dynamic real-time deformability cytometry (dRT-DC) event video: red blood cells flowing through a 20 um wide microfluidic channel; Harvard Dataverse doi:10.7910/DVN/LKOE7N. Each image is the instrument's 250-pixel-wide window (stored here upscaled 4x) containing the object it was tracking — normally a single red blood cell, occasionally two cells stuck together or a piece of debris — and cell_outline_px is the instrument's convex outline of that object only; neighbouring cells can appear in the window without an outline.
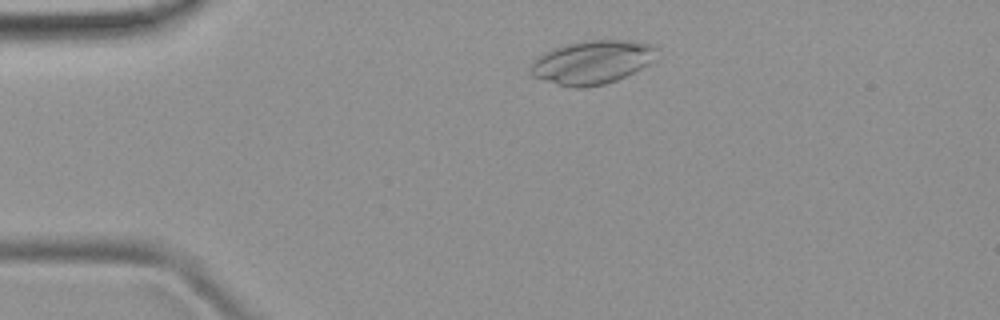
{"species": "common noctule bat (a hibernating species)", "species_latin": "Nyctalus noctula", "temperature_condition": "room temperature", "stored_images_in_passage": 45, "camera_frame_rate_fps": 3000, "um_per_image_px": 0.085, "animal": {"sex": "female", "body_mass_g": 19.9}, "frame": {"image": 1, "passage_image": 5, "time_ms": 1.333, "image_size_px": [1000, 320], "cell_outline_px": [[656, 48], [652, 60], [648, 64], [616, 80], [604, 84], [584, 88], [576, 88], [544, 80], [532, 76], [528, 72], [528, 68], [532, 60], [544, 52], [552, 48], [584, 40], [628, 40], [656, 44]], "centroid_in_image_um": [50.27, 5.28], "position_along_channel_um": 34.7, "area_um2": 31.96}}
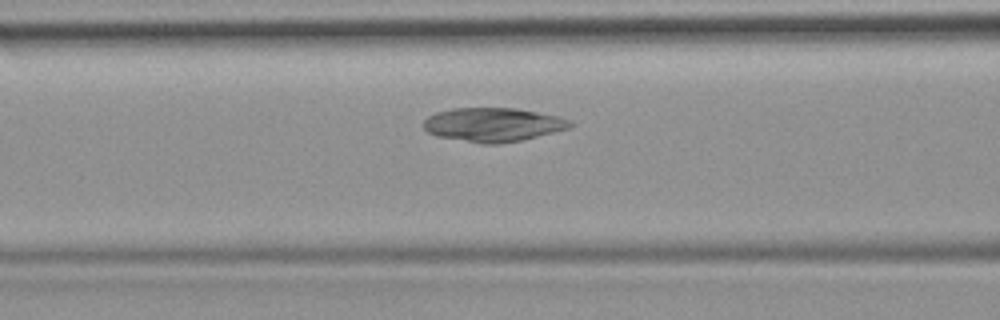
{"frame": {"image": 2, "passage_image": 15, "time_ms": 4.667, "image_size_px": [1000, 320], "cell_outline_px": [[576, 124], [568, 128], [520, 140], [496, 144], [484, 144], [436, 136], [428, 132], [424, 128], [424, 120], [428, 116], [436, 112], [452, 108], [516, 108], [556, 116], [572, 120]], "centroid_in_image_um": [41.89, 10.59], "position_along_channel_um": 124.7, "area_um2": 28.73}}
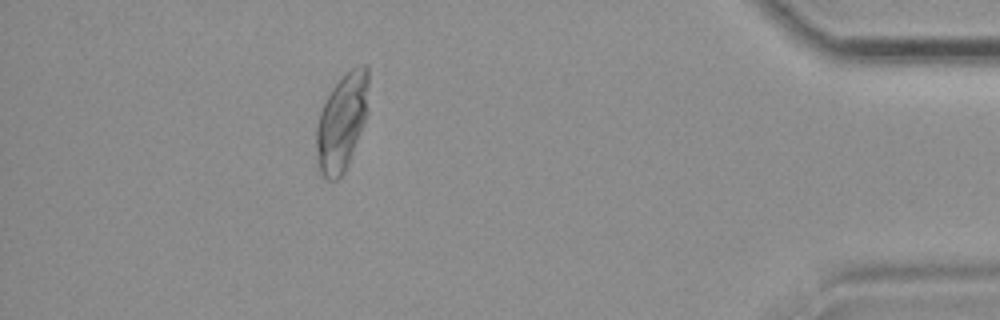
{"frame": {"image": 3, "passage_image": 40, "time_ms": 13.0, "image_size_px": [1000, 320], "cell_outline_px": [[368, 116], [344, 172], [336, 180], [324, 180], [316, 164], [316, 128], [320, 112], [332, 88], [352, 68], [364, 64], [368, 64]], "centroid_in_image_um": [29.06, 10.42], "position_along_channel_um": 406.1, "area_um2": 29.71}, "authors_computed_cell_mechanics": {"area_um2": 28.7266, "velocity_mm_per_s": 3.949, "shape_relaxation_time_tau1_ms": null, "shape_relaxation_time_tau2_ms": 0.7693, "deformation_change_tau1": null, "deformation_change_tau2": 0.0382}}